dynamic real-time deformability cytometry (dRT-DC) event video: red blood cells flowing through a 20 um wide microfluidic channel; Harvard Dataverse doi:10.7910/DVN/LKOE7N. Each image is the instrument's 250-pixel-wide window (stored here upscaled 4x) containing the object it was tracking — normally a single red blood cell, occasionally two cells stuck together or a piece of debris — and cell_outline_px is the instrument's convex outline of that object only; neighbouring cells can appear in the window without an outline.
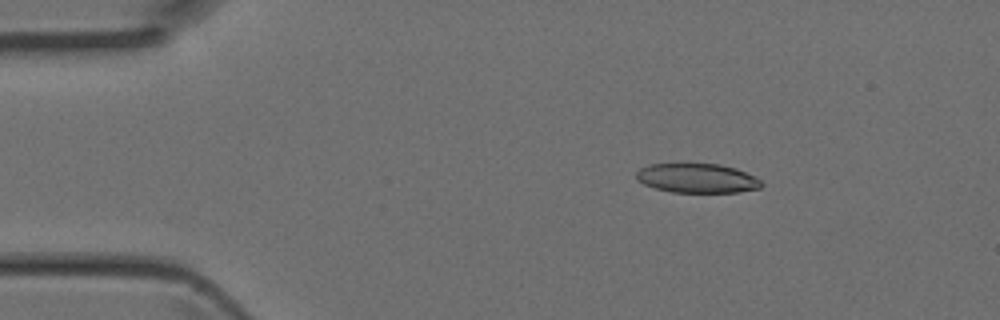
{"species": "Egyptian fruit bat (a non-hibernating species)", "species_latin": "Rousettus aegyptiacus", "temperature_condition": "room temperature", "stored_images_in_passage": 3, "camera_frame_rate_fps": 3000, "um_per_image_px": 0.085, "animal": {"sex": "female"}, "frame": {"image": 1, "passage_image": 1, "time_ms": 0.0, "image_size_px": [1000, 320], "cell_outline_px": [[764, 184], [760, 188], [740, 192], [672, 192], [656, 188], [644, 184], [636, 180], [636, 172], [640, 168], [652, 164], [720, 164], [736, 168], [760, 180]], "centroid_in_image_um": [59.25, 15.15], "position_along_channel_um": 25.7, "area_um2": 21.27}}
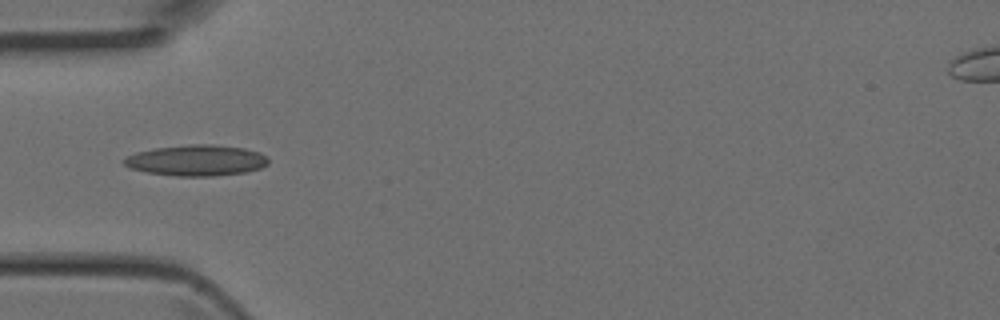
{"frame": {"image": 2, "passage_image": 3, "time_ms": 0.667, "image_size_px": [1000, 320], "cell_outline_px": [[268, 164], [260, 168], [244, 172], [212, 176], [176, 176], [148, 172], [128, 168], [120, 160], [136, 152], [156, 148], [192, 144], [212, 144], [244, 148], [260, 152], [268, 156]], "centroid_in_image_um": [16.7, 13.63], "position_along_channel_um": 68.3, "area_um2": 26.01}}